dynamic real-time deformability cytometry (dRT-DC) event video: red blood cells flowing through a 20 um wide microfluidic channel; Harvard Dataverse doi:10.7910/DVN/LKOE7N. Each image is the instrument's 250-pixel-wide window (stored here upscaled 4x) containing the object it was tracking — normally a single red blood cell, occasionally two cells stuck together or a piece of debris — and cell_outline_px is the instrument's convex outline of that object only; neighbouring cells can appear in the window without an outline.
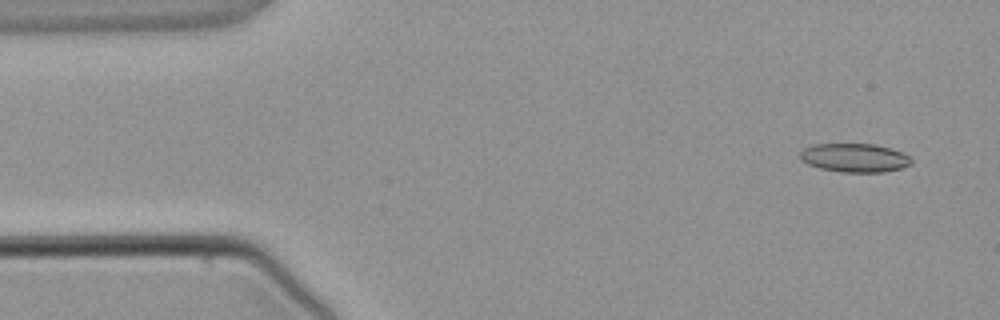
{"species": "common noctule bat (a hibernating species)", "species_latin": "Nyctalus noctula", "temperature_condition": "warm", "stored_images_in_passage": 3, "camera_frame_rate_fps": 3000, "um_per_image_px": 0.085, "animal": {"sex": "male", "body_mass_g": 21.5, "forearm_length_mm": 52.0}, "frame": {"image": 1, "passage_image": 1, "time_ms": 0.0, "image_size_px": [1000, 320], "cell_outline_px": [[912, 164], [904, 168], [884, 172], [844, 172], [820, 168], [808, 164], [800, 160], [800, 152], [804, 148], [812, 144], [876, 144], [892, 148], [904, 152], [912, 160]], "centroid_in_image_um": [72.68, 13.41], "position_along_channel_um": 12.3, "area_um2": 18.84}}
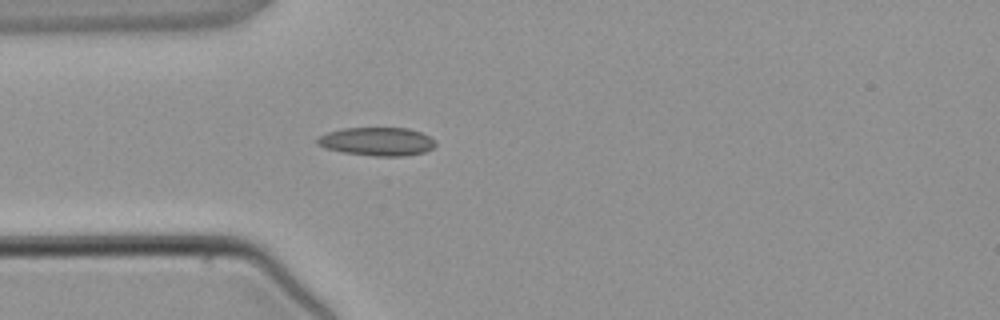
{"frame": {"image": 2, "passage_image": 3, "time_ms": 3.0, "image_size_px": [1000, 320], "cell_outline_px": [[436, 144], [432, 148], [424, 152], [404, 156], [376, 156], [344, 152], [324, 148], [316, 144], [316, 140], [320, 136], [328, 132], [344, 128], [408, 128], [420, 132], [436, 140]], "centroid_in_image_um": [32.05, 12.03], "position_along_channel_um": 52.9, "area_um2": 19.48}}